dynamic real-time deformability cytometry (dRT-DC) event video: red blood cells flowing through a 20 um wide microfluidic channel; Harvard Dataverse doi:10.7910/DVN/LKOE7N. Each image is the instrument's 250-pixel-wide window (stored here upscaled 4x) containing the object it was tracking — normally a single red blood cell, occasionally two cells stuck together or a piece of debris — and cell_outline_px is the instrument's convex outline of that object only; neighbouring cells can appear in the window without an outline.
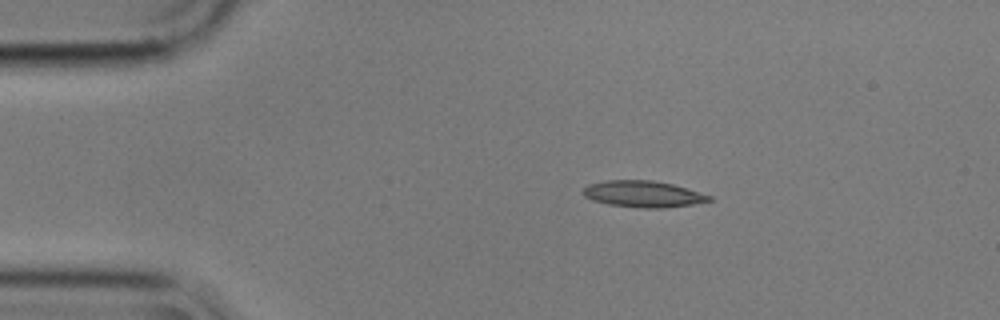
{"species": "common noctule bat (a hibernating species)", "species_latin": "Nyctalus noctula", "temperature_condition": "cold", "stored_images_in_passage": 7, "camera_frame_rate_fps": 3000, "um_per_image_px": 0.085, "animal": {"sex": "male", "body_mass_g": 17.9}, "frame": {"image": 1, "passage_image": 1, "time_ms": 0.0, "image_size_px": [1000, 320], "cell_outline_px": [[712, 200], [692, 204], [664, 208], [644, 208], [608, 204], [592, 200], [584, 196], [580, 192], [588, 184], [608, 180], [652, 180], [672, 184], [712, 196]], "centroid_in_image_um": [54.62, 16.49], "position_along_channel_um": 30.4, "area_um2": 19.31}}
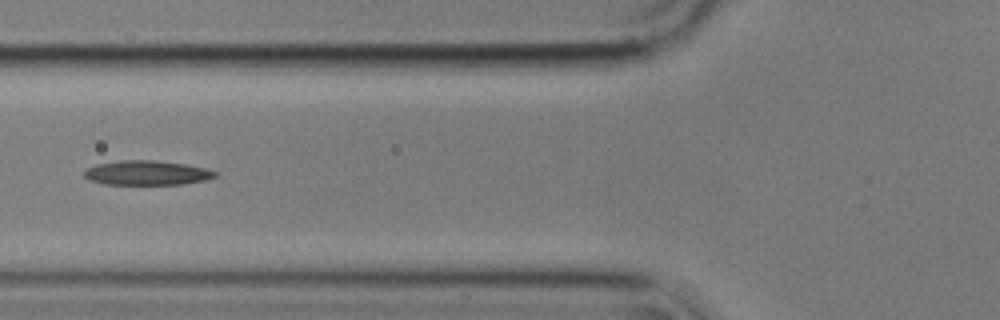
{"frame": {"image": 2, "passage_image": 4, "time_ms": 1.0, "image_size_px": [1000, 320], "cell_outline_px": [[216, 176], [208, 180], [184, 184], [104, 184], [88, 180], [84, 176], [84, 172], [88, 168], [96, 164], [120, 160], [156, 160], [184, 164], [208, 168], [216, 172]], "centroid_in_image_um": [12.5, 14.69], "position_along_channel_um": 113.3, "area_um2": 18.79}}
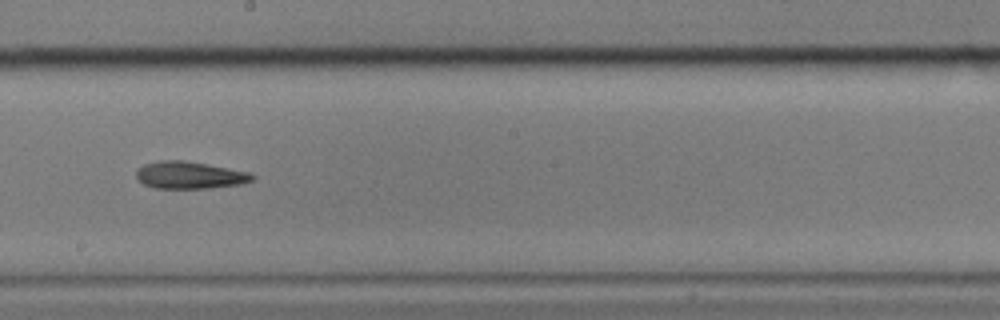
{"frame": {"image": 3, "passage_image": 7, "time_ms": 2.0, "image_size_px": [1000, 320], "cell_outline_px": [[256, 176], [252, 180], [240, 184], [208, 188], [152, 188], [144, 184], [136, 176], [136, 172], [144, 164], [160, 160], [184, 160], [228, 168], [248, 172]], "centroid_in_image_um": [16.11, 14.88], "position_along_channel_um": 232.1, "area_um2": 18.21}}